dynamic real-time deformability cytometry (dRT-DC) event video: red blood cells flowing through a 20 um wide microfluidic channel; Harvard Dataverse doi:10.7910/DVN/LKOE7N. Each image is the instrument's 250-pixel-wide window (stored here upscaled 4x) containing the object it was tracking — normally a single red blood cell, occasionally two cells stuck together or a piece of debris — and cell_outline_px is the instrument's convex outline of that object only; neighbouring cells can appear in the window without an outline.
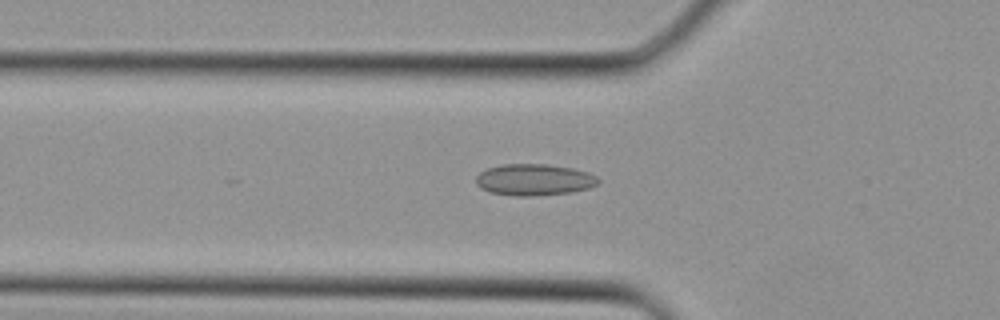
{"species": "Egyptian fruit bat (a non-hibernating species)", "species_latin": "Rousettus aegyptiacus", "temperature_condition": "cold", "stored_images_in_passage": 20, "camera_frame_rate_fps": 3000, "um_per_image_px": 0.085, "animal": {"sex": "female"}, "frame": {"image": 1, "passage_image": 12, "time_ms": 3.667, "image_size_px": [1000, 320], "cell_outline_px": [[600, 180], [596, 184], [588, 188], [572, 192], [532, 196], [516, 196], [488, 192], [480, 188], [476, 184], [476, 176], [480, 172], [488, 168], [504, 164], [544, 164], [572, 168], [588, 172], [596, 176]], "centroid_in_image_um": [45.38, 15.28], "position_along_channel_um": 80.4, "area_um2": 22.43}}
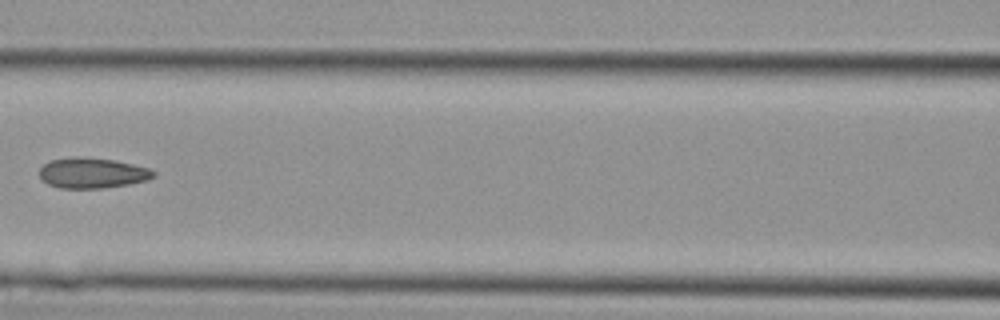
{"frame": {"image": 2, "passage_image": 16, "time_ms": 5.0, "image_size_px": [1000, 320], "cell_outline_px": [[156, 176], [148, 180], [128, 184], [100, 188], [60, 188], [48, 184], [40, 176], [40, 168], [48, 160], [72, 156], [80, 156], [116, 160], [148, 168], [156, 172]], "centroid_in_image_um": [7.84, 14.69], "position_along_channel_um": 158.8, "area_um2": 20.35}}
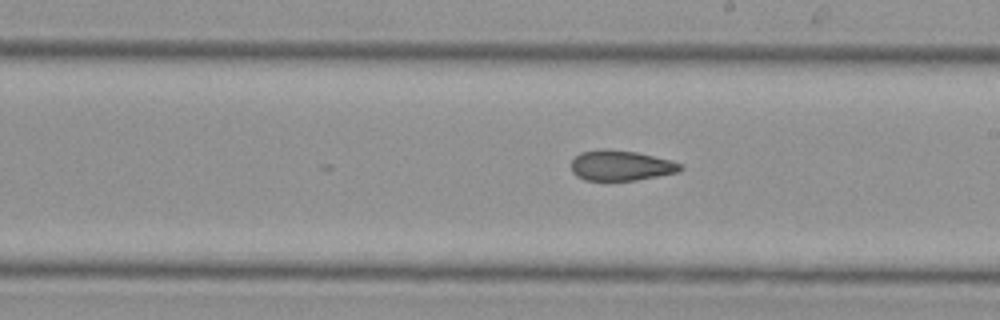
{"frame": {"image": 3, "passage_image": 20, "time_ms": 6.333, "image_size_px": [1000, 320], "cell_outline_px": [[684, 168], [676, 172], [636, 180], [584, 180], [576, 176], [572, 172], [572, 160], [580, 152], [600, 148], [608, 148], [636, 152], [668, 160], [680, 164]], "centroid_in_image_um": [52.7, 14.06], "position_along_channel_um": 236.3, "area_um2": 19.13}}